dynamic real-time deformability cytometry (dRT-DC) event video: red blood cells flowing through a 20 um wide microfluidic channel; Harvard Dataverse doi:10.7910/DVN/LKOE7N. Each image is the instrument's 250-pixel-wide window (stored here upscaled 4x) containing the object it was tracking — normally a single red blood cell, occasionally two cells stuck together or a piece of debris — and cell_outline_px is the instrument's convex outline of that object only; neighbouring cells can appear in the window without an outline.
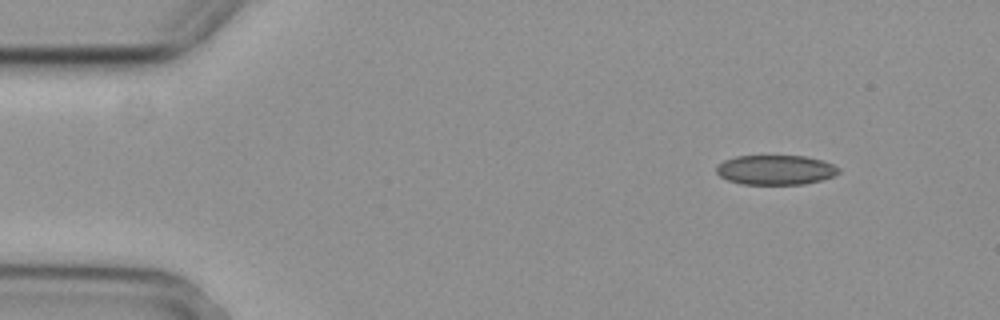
{"species": "common noctule bat (a hibernating species)", "species_latin": "Nyctalus noctula", "temperature_condition": "cold", "stored_images_in_passage": 3, "camera_frame_rate_fps": 3000, "um_per_image_px": 0.085, "animal": {"sex": "female", "body_mass_g": 29.2, "forearm_length_mm": 56.3}, "frame": {"image": 1, "passage_image": 1, "time_ms": 0.0, "image_size_px": [1000, 320], "cell_outline_px": [[840, 172], [832, 176], [820, 180], [804, 184], [740, 184], [728, 180], [720, 176], [716, 172], [716, 168], [724, 160], [736, 156], [804, 156], [824, 160], [840, 168]], "centroid_in_image_um": [65.93, 14.44], "position_along_channel_um": 19.1, "area_um2": 21.1}}